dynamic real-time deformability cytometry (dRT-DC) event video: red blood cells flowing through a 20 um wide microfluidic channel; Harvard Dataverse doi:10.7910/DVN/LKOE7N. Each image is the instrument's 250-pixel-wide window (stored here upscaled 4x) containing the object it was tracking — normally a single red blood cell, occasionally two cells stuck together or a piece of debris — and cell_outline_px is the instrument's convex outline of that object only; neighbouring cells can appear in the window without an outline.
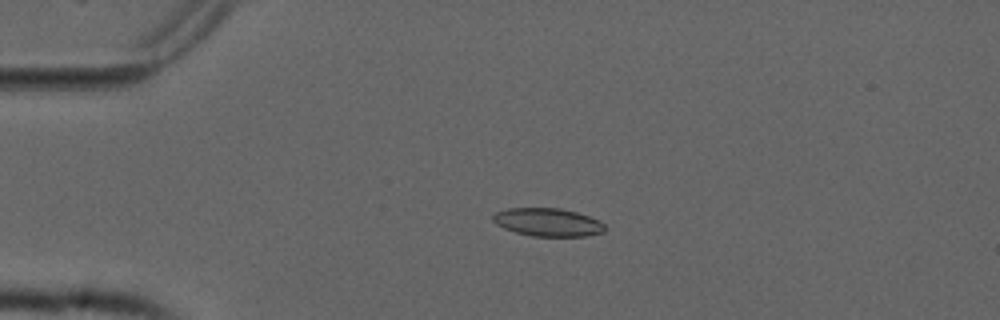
{"species": "common noctule bat (a hibernating species)", "species_latin": "Nyctalus noctula", "temperature_condition": "cold", "stored_images_in_passage": 56, "camera_frame_rate_fps": 3000, "um_per_image_px": 0.085, "animal": {"sex": "male", "forearm_length_mm": 52.5}, "frame": {"image": 1, "passage_image": 13, "time_ms": 4.0, "image_size_px": [1000, 320], "cell_outline_px": [[604, 232], [588, 236], [532, 236], [516, 232], [504, 228], [496, 224], [492, 220], [492, 216], [496, 212], [508, 208], [560, 208], [576, 212], [600, 220], [604, 224]], "centroid_in_image_um": [46.56, 18.89], "position_along_channel_um": 38.4, "area_um2": 18.32}}
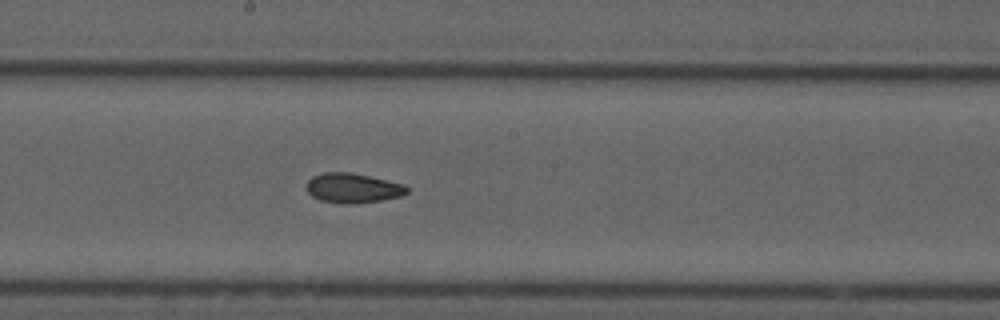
{"frame": {"image": 2, "passage_image": 30, "time_ms": 9.667, "image_size_px": [1000, 320], "cell_outline_px": [[408, 192], [400, 196], [380, 200], [356, 204], [344, 204], [320, 200], [312, 196], [304, 188], [308, 180], [312, 176], [324, 172], [348, 172], [368, 176], [404, 184], [408, 188]], "centroid_in_image_um": [29.94, 15.99], "position_along_channel_um": 218.3, "area_um2": 17.4}}
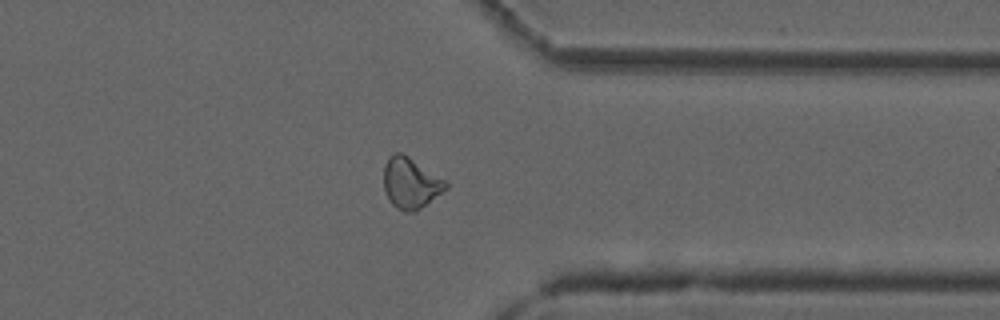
{"frame": {"image": 3, "passage_image": 43, "time_ms": 14.0, "image_size_px": [1000, 320], "cell_outline_px": [[448, 188], [416, 212], [404, 212], [396, 208], [392, 204], [384, 188], [384, 164], [388, 156], [396, 152], [400, 152], [408, 156], [444, 180], [448, 184]], "centroid_in_image_um": [34.89, 15.57], "position_along_channel_um": 376.5, "area_um2": 18.26}, "authors_computed_cell_mechanics": {"area_um2": 18.0047, "velocity_mm_per_s": 3.758, "shape_relaxation_time_tau1_ms": null, "shape_relaxation_time_tau2_ms": 2.75, "deformation_change_tau1": null, "deformation_change_tau2": 0.0763}}